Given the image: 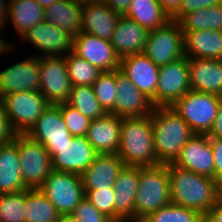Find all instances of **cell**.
<instances>
[{
  "mask_svg": "<svg viewBox=\"0 0 222 222\" xmlns=\"http://www.w3.org/2000/svg\"><path fill=\"white\" fill-rule=\"evenodd\" d=\"M143 53L159 67L184 57V36L180 23L171 19L163 26L150 30Z\"/></svg>",
  "mask_w": 222,
  "mask_h": 222,
  "instance_id": "obj_8",
  "label": "cell"
},
{
  "mask_svg": "<svg viewBox=\"0 0 222 222\" xmlns=\"http://www.w3.org/2000/svg\"><path fill=\"white\" fill-rule=\"evenodd\" d=\"M122 118L107 113L90 121L86 138L98 154H117L120 147Z\"/></svg>",
  "mask_w": 222,
  "mask_h": 222,
  "instance_id": "obj_22",
  "label": "cell"
},
{
  "mask_svg": "<svg viewBox=\"0 0 222 222\" xmlns=\"http://www.w3.org/2000/svg\"><path fill=\"white\" fill-rule=\"evenodd\" d=\"M129 80L149 99L155 107V94L159 77V66L144 53L120 58L119 68Z\"/></svg>",
  "mask_w": 222,
  "mask_h": 222,
  "instance_id": "obj_19",
  "label": "cell"
},
{
  "mask_svg": "<svg viewBox=\"0 0 222 222\" xmlns=\"http://www.w3.org/2000/svg\"><path fill=\"white\" fill-rule=\"evenodd\" d=\"M172 164L214 179L215 163L209 136L194 134Z\"/></svg>",
  "mask_w": 222,
  "mask_h": 222,
  "instance_id": "obj_18",
  "label": "cell"
},
{
  "mask_svg": "<svg viewBox=\"0 0 222 222\" xmlns=\"http://www.w3.org/2000/svg\"><path fill=\"white\" fill-rule=\"evenodd\" d=\"M124 166L118 154H98L92 164L81 174L84 190L113 187Z\"/></svg>",
  "mask_w": 222,
  "mask_h": 222,
  "instance_id": "obj_23",
  "label": "cell"
},
{
  "mask_svg": "<svg viewBox=\"0 0 222 222\" xmlns=\"http://www.w3.org/2000/svg\"><path fill=\"white\" fill-rule=\"evenodd\" d=\"M221 96L189 90L171 108L195 134H208L216 120Z\"/></svg>",
  "mask_w": 222,
  "mask_h": 222,
  "instance_id": "obj_5",
  "label": "cell"
},
{
  "mask_svg": "<svg viewBox=\"0 0 222 222\" xmlns=\"http://www.w3.org/2000/svg\"><path fill=\"white\" fill-rule=\"evenodd\" d=\"M171 203L168 164L140 167L135 221Z\"/></svg>",
  "mask_w": 222,
  "mask_h": 222,
  "instance_id": "obj_4",
  "label": "cell"
},
{
  "mask_svg": "<svg viewBox=\"0 0 222 222\" xmlns=\"http://www.w3.org/2000/svg\"><path fill=\"white\" fill-rule=\"evenodd\" d=\"M220 200L222 201V182L219 183Z\"/></svg>",
  "mask_w": 222,
  "mask_h": 222,
  "instance_id": "obj_53",
  "label": "cell"
},
{
  "mask_svg": "<svg viewBox=\"0 0 222 222\" xmlns=\"http://www.w3.org/2000/svg\"><path fill=\"white\" fill-rule=\"evenodd\" d=\"M179 23L182 31H222V4L190 12Z\"/></svg>",
  "mask_w": 222,
  "mask_h": 222,
  "instance_id": "obj_32",
  "label": "cell"
},
{
  "mask_svg": "<svg viewBox=\"0 0 222 222\" xmlns=\"http://www.w3.org/2000/svg\"><path fill=\"white\" fill-rule=\"evenodd\" d=\"M40 92L50 105L67 103L72 83L67 72L65 55L39 57Z\"/></svg>",
  "mask_w": 222,
  "mask_h": 222,
  "instance_id": "obj_10",
  "label": "cell"
},
{
  "mask_svg": "<svg viewBox=\"0 0 222 222\" xmlns=\"http://www.w3.org/2000/svg\"><path fill=\"white\" fill-rule=\"evenodd\" d=\"M26 135L43 144L49 154L55 151V146H63L74 137L65 125L60 104L47 107Z\"/></svg>",
  "mask_w": 222,
  "mask_h": 222,
  "instance_id": "obj_13",
  "label": "cell"
},
{
  "mask_svg": "<svg viewBox=\"0 0 222 222\" xmlns=\"http://www.w3.org/2000/svg\"><path fill=\"white\" fill-rule=\"evenodd\" d=\"M25 190L0 194V222H25Z\"/></svg>",
  "mask_w": 222,
  "mask_h": 222,
  "instance_id": "obj_37",
  "label": "cell"
},
{
  "mask_svg": "<svg viewBox=\"0 0 222 222\" xmlns=\"http://www.w3.org/2000/svg\"><path fill=\"white\" fill-rule=\"evenodd\" d=\"M140 167L124 166L113 185L115 222L135 221V201Z\"/></svg>",
  "mask_w": 222,
  "mask_h": 222,
  "instance_id": "obj_20",
  "label": "cell"
},
{
  "mask_svg": "<svg viewBox=\"0 0 222 222\" xmlns=\"http://www.w3.org/2000/svg\"><path fill=\"white\" fill-rule=\"evenodd\" d=\"M83 5L86 4H96V3H107L108 0H78Z\"/></svg>",
  "mask_w": 222,
  "mask_h": 222,
  "instance_id": "obj_52",
  "label": "cell"
},
{
  "mask_svg": "<svg viewBox=\"0 0 222 222\" xmlns=\"http://www.w3.org/2000/svg\"><path fill=\"white\" fill-rule=\"evenodd\" d=\"M60 110L70 134L74 137L86 136L91 120L67 103L60 104Z\"/></svg>",
  "mask_w": 222,
  "mask_h": 222,
  "instance_id": "obj_39",
  "label": "cell"
},
{
  "mask_svg": "<svg viewBox=\"0 0 222 222\" xmlns=\"http://www.w3.org/2000/svg\"><path fill=\"white\" fill-rule=\"evenodd\" d=\"M184 53L188 58L222 60V31H183Z\"/></svg>",
  "mask_w": 222,
  "mask_h": 222,
  "instance_id": "obj_27",
  "label": "cell"
},
{
  "mask_svg": "<svg viewBox=\"0 0 222 222\" xmlns=\"http://www.w3.org/2000/svg\"><path fill=\"white\" fill-rule=\"evenodd\" d=\"M124 15L149 31L161 27L171 20L158 0H131Z\"/></svg>",
  "mask_w": 222,
  "mask_h": 222,
  "instance_id": "obj_29",
  "label": "cell"
},
{
  "mask_svg": "<svg viewBox=\"0 0 222 222\" xmlns=\"http://www.w3.org/2000/svg\"><path fill=\"white\" fill-rule=\"evenodd\" d=\"M84 192L85 197L95 206L97 210L115 222V191L113 187L106 189L84 190Z\"/></svg>",
  "mask_w": 222,
  "mask_h": 222,
  "instance_id": "obj_38",
  "label": "cell"
},
{
  "mask_svg": "<svg viewBox=\"0 0 222 222\" xmlns=\"http://www.w3.org/2000/svg\"><path fill=\"white\" fill-rule=\"evenodd\" d=\"M1 33V31H0ZM8 41H6L4 38L2 39L0 37V56L4 55L5 53H7V51H11L14 47V45H10V43H7ZM12 48V49H11Z\"/></svg>",
  "mask_w": 222,
  "mask_h": 222,
  "instance_id": "obj_49",
  "label": "cell"
},
{
  "mask_svg": "<svg viewBox=\"0 0 222 222\" xmlns=\"http://www.w3.org/2000/svg\"><path fill=\"white\" fill-rule=\"evenodd\" d=\"M190 88L187 56L159 67L155 107H171Z\"/></svg>",
  "mask_w": 222,
  "mask_h": 222,
  "instance_id": "obj_11",
  "label": "cell"
},
{
  "mask_svg": "<svg viewBox=\"0 0 222 222\" xmlns=\"http://www.w3.org/2000/svg\"><path fill=\"white\" fill-rule=\"evenodd\" d=\"M9 5L10 0H0V31L8 24Z\"/></svg>",
  "mask_w": 222,
  "mask_h": 222,
  "instance_id": "obj_48",
  "label": "cell"
},
{
  "mask_svg": "<svg viewBox=\"0 0 222 222\" xmlns=\"http://www.w3.org/2000/svg\"><path fill=\"white\" fill-rule=\"evenodd\" d=\"M15 135L16 133L11 127L8 116L0 100V145L13 140Z\"/></svg>",
  "mask_w": 222,
  "mask_h": 222,
  "instance_id": "obj_43",
  "label": "cell"
},
{
  "mask_svg": "<svg viewBox=\"0 0 222 222\" xmlns=\"http://www.w3.org/2000/svg\"><path fill=\"white\" fill-rule=\"evenodd\" d=\"M67 72L72 86H92L101 71L73 51L65 55Z\"/></svg>",
  "mask_w": 222,
  "mask_h": 222,
  "instance_id": "obj_34",
  "label": "cell"
},
{
  "mask_svg": "<svg viewBox=\"0 0 222 222\" xmlns=\"http://www.w3.org/2000/svg\"><path fill=\"white\" fill-rule=\"evenodd\" d=\"M211 148L214 155V180L222 182V138H210Z\"/></svg>",
  "mask_w": 222,
  "mask_h": 222,
  "instance_id": "obj_42",
  "label": "cell"
},
{
  "mask_svg": "<svg viewBox=\"0 0 222 222\" xmlns=\"http://www.w3.org/2000/svg\"><path fill=\"white\" fill-rule=\"evenodd\" d=\"M209 138H222V99L218 109L216 120L212 126V129L207 134Z\"/></svg>",
  "mask_w": 222,
  "mask_h": 222,
  "instance_id": "obj_44",
  "label": "cell"
},
{
  "mask_svg": "<svg viewBox=\"0 0 222 222\" xmlns=\"http://www.w3.org/2000/svg\"><path fill=\"white\" fill-rule=\"evenodd\" d=\"M72 51L96 66L101 72L120 68V57L111 41L80 31L73 36Z\"/></svg>",
  "mask_w": 222,
  "mask_h": 222,
  "instance_id": "obj_14",
  "label": "cell"
},
{
  "mask_svg": "<svg viewBox=\"0 0 222 222\" xmlns=\"http://www.w3.org/2000/svg\"><path fill=\"white\" fill-rule=\"evenodd\" d=\"M120 16L106 3L83 5L80 31L110 41Z\"/></svg>",
  "mask_w": 222,
  "mask_h": 222,
  "instance_id": "obj_25",
  "label": "cell"
},
{
  "mask_svg": "<svg viewBox=\"0 0 222 222\" xmlns=\"http://www.w3.org/2000/svg\"><path fill=\"white\" fill-rule=\"evenodd\" d=\"M151 121L157 161L173 163L195 133L171 107H154Z\"/></svg>",
  "mask_w": 222,
  "mask_h": 222,
  "instance_id": "obj_2",
  "label": "cell"
},
{
  "mask_svg": "<svg viewBox=\"0 0 222 222\" xmlns=\"http://www.w3.org/2000/svg\"><path fill=\"white\" fill-rule=\"evenodd\" d=\"M58 222H78V220L72 214H67L60 215Z\"/></svg>",
  "mask_w": 222,
  "mask_h": 222,
  "instance_id": "obj_50",
  "label": "cell"
},
{
  "mask_svg": "<svg viewBox=\"0 0 222 222\" xmlns=\"http://www.w3.org/2000/svg\"><path fill=\"white\" fill-rule=\"evenodd\" d=\"M67 104L77 109L90 120L107 114L94 95L92 86H72Z\"/></svg>",
  "mask_w": 222,
  "mask_h": 222,
  "instance_id": "obj_33",
  "label": "cell"
},
{
  "mask_svg": "<svg viewBox=\"0 0 222 222\" xmlns=\"http://www.w3.org/2000/svg\"><path fill=\"white\" fill-rule=\"evenodd\" d=\"M25 222H58L60 214L39 189L25 190Z\"/></svg>",
  "mask_w": 222,
  "mask_h": 222,
  "instance_id": "obj_31",
  "label": "cell"
},
{
  "mask_svg": "<svg viewBox=\"0 0 222 222\" xmlns=\"http://www.w3.org/2000/svg\"><path fill=\"white\" fill-rule=\"evenodd\" d=\"M82 6L78 0H59L44 9V21L75 36L81 30Z\"/></svg>",
  "mask_w": 222,
  "mask_h": 222,
  "instance_id": "obj_28",
  "label": "cell"
},
{
  "mask_svg": "<svg viewBox=\"0 0 222 222\" xmlns=\"http://www.w3.org/2000/svg\"><path fill=\"white\" fill-rule=\"evenodd\" d=\"M17 150L25 186L39 189L53 171L48 150L26 134H17Z\"/></svg>",
  "mask_w": 222,
  "mask_h": 222,
  "instance_id": "obj_7",
  "label": "cell"
},
{
  "mask_svg": "<svg viewBox=\"0 0 222 222\" xmlns=\"http://www.w3.org/2000/svg\"><path fill=\"white\" fill-rule=\"evenodd\" d=\"M204 216L183 206L168 204L145 217L143 222H200Z\"/></svg>",
  "mask_w": 222,
  "mask_h": 222,
  "instance_id": "obj_35",
  "label": "cell"
},
{
  "mask_svg": "<svg viewBox=\"0 0 222 222\" xmlns=\"http://www.w3.org/2000/svg\"><path fill=\"white\" fill-rule=\"evenodd\" d=\"M119 157L125 166L145 167L160 164L154 150L151 114L122 118Z\"/></svg>",
  "mask_w": 222,
  "mask_h": 222,
  "instance_id": "obj_3",
  "label": "cell"
},
{
  "mask_svg": "<svg viewBox=\"0 0 222 222\" xmlns=\"http://www.w3.org/2000/svg\"><path fill=\"white\" fill-rule=\"evenodd\" d=\"M28 189L22 179L17 150V134L14 139L0 145V194Z\"/></svg>",
  "mask_w": 222,
  "mask_h": 222,
  "instance_id": "obj_26",
  "label": "cell"
},
{
  "mask_svg": "<svg viewBox=\"0 0 222 222\" xmlns=\"http://www.w3.org/2000/svg\"><path fill=\"white\" fill-rule=\"evenodd\" d=\"M162 8L171 17L180 7L182 0H158Z\"/></svg>",
  "mask_w": 222,
  "mask_h": 222,
  "instance_id": "obj_47",
  "label": "cell"
},
{
  "mask_svg": "<svg viewBox=\"0 0 222 222\" xmlns=\"http://www.w3.org/2000/svg\"><path fill=\"white\" fill-rule=\"evenodd\" d=\"M189 84L193 91L222 97V60L188 58Z\"/></svg>",
  "mask_w": 222,
  "mask_h": 222,
  "instance_id": "obj_21",
  "label": "cell"
},
{
  "mask_svg": "<svg viewBox=\"0 0 222 222\" xmlns=\"http://www.w3.org/2000/svg\"><path fill=\"white\" fill-rule=\"evenodd\" d=\"M59 0H36V2L44 9L49 8L53 3Z\"/></svg>",
  "mask_w": 222,
  "mask_h": 222,
  "instance_id": "obj_51",
  "label": "cell"
},
{
  "mask_svg": "<svg viewBox=\"0 0 222 222\" xmlns=\"http://www.w3.org/2000/svg\"><path fill=\"white\" fill-rule=\"evenodd\" d=\"M130 2L131 0H108L106 4L112 11L120 15H124L129 7Z\"/></svg>",
  "mask_w": 222,
  "mask_h": 222,
  "instance_id": "obj_45",
  "label": "cell"
},
{
  "mask_svg": "<svg viewBox=\"0 0 222 222\" xmlns=\"http://www.w3.org/2000/svg\"><path fill=\"white\" fill-rule=\"evenodd\" d=\"M72 215L78 222H113L108 216L97 210L86 197L75 207Z\"/></svg>",
  "mask_w": 222,
  "mask_h": 222,
  "instance_id": "obj_40",
  "label": "cell"
},
{
  "mask_svg": "<svg viewBox=\"0 0 222 222\" xmlns=\"http://www.w3.org/2000/svg\"><path fill=\"white\" fill-rule=\"evenodd\" d=\"M92 88L102 108L110 113L114 109L117 93L115 70L101 72Z\"/></svg>",
  "mask_w": 222,
  "mask_h": 222,
  "instance_id": "obj_36",
  "label": "cell"
},
{
  "mask_svg": "<svg viewBox=\"0 0 222 222\" xmlns=\"http://www.w3.org/2000/svg\"><path fill=\"white\" fill-rule=\"evenodd\" d=\"M39 48L42 55L36 57L63 56L72 51L73 36L67 31L45 21L37 23L21 37ZM65 53V54H64Z\"/></svg>",
  "mask_w": 222,
  "mask_h": 222,
  "instance_id": "obj_16",
  "label": "cell"
},
{
  "mask_svg": "<svg viewBox=\"0 0 222 222\" xmlns=\"http://www.w3.org/2000/svg\"><path fill=\"white\" fill-rule=\"evenodd\" d=\"M0 100L16 134H26L50 106L40 91H17Z\"/></svg>",
  "mask_w": 222,
  "mask_h": 222,
  "instance_id": "obj_6",
  "label": "cell"
},
{
  "mask_svg": "<svg viewBox=\"0 0 222 222\" xmlns=\"http://www.w3.org/2000/svg\"><path fill=\"white\" fill-rule=\"evenodd\" d=\"M200 222H210V221L204 216Z\"/></svg>",
  "mask_w": 222,
  "mask_h": 222,
  "instance_id": "obj_54",
  "label": "cell"
},
{
  "mask_svg": "<svg viewBox=\"0 0 222 222\" xmlns=\"http://www.w3.org/2000/svg\"><path fill=\"white\" fill-rule=\"evenodd\" d=\"M148 35V29L140 26L133 19L121 15L110 41L117 55L122 58L143 53Z\"/></svg>",
  "mask_w": 222,
  "mask_h": 222,
  "instance_id": "obj_24",
  "label": "cell"
},
{
  "mask_svg": "<svg viewBox=\"0 0 222 222\" xmlns=\"http://www.w3.org/2000/svg\"><path fill=\"white\" fill-rule=\"evenodd\" d=\"M97 155L86 136L73 137L63 146H55V151L50 154L52 169L81 175Z\"/></svg>",
  "mask_w": 222,
  "mask_h": 222,
  "instance_id": "obj_12",
  "label": "cell"
},
{
  "mask_svg": "<svg viewBox=\"0 0 222 222\" xmlns=\"http://www.w3.org/2000/svg\"><path fill=\"white\" fill-rule=\"evenodd\" d=\"M9 20L22 37L37 23L44 21V8L36 0H10L8 22Z\"/></svg>",
  "mask_w": 222,
  "mask_h": 222,
  "instance_id": "obj_30",
  "label": "cell"
},
{
  "mask_svg": "<svg viewBox=\"0 0 222 222\" xmlns=\"http://www.w3.org/2000/svg\"><path fill=\"white\" fill-rule=\"evenodd\" d=\"M39 190L60 215L72 214L85 197L81 175L52 171Z\"/></svg>",
  "mask_w": 222,
  "mask_h": 222,
  "instance_id": "obj_9",
  "label": "cell"
},
{
  "mask_svg": "<svg viewBox=\"0 0 222 222\" xmlns=\"http://www.w3.org/2000/svg\"><path fill=\"white\" fill-rule=\"evenodd\" d=\"M117 93L110 114L120 118L144 117L152 114L154 105L120 70H115Z\"/></svg>",
  "mask_w": 222,
  "mask_h": 222,
  "instance_id": "obj_15",
  "label": "cell"
},
{
  "mask_svg": "<svg viewBox=\"0 0 222 222\" xmlns=\"http://www.w3.org/2000/svg\"><path fill=\"white\" fill-rule=\"evenodd\" d=\"M210 222H222V201L219 200L205 216Z\"/></svg>",
  "mask_w": 222,
  "mask_h": 222,
  "instance_id": "obj_46",
  "label": "cell"
},
{
  "mask_svg": "<svg viewBox=\"0 0 222 222\" xmlns=\"http://www.w3.org/2000/svg\"><path fill=\"white\" fill-rule=\"evenodd\" d=\"M220 4H222V0H182L179 9L171 16V19L179 22L190 12Z\"/></svg>",
  "mask_w": 222,
  "mask_h": 222,
  "instance_id": "obj_41",
  "label": "cell"
},
{
  "mask_svg": "<svg viewBox=\"0 0 222 222\" xmlns=\"http://www.w3.org/2000/svg\"><path fill=\"white\" fill-rule=\"evenodd\" d=\"M171 203L206 216L220 200L219 183L213 178L168 164Z\"/></svg>",
  "mask_w": 222,
  "mask_h": 222,
  "instance_id": "obj_1",
  "label": "cell"
},
{
  "mask_svg": "<svg viewBox=\"0 0 222 222\" xmlns=\"http://www.w3.org/2000/svg\"><path fill=\"white\" fill-rule=\"evenodd\" d=\"M35 54L0 71V99L17 91H39V58Z\"/></svg>",
  "mask_w": 222,
  "mask_h": 222,
  "instance_id": "obj_17",
  "label": "cell"
}]
</instances>
